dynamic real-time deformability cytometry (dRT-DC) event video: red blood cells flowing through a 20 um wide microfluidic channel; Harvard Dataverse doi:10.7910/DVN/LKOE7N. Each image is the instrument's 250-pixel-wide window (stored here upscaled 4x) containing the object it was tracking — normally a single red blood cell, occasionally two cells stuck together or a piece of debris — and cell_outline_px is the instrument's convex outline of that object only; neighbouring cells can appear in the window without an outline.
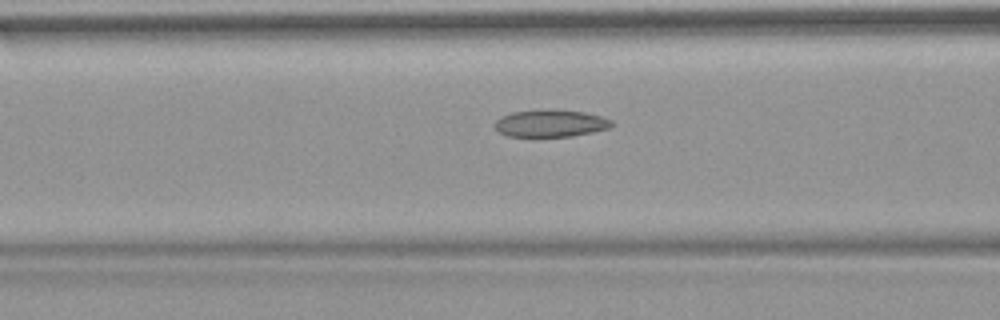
{"species": "common noctule bat (a hibernating species)", "species_latin": "Nyctalus noctula", "temperature_condition": "warm", "stored_images_in_passage": 12, "camera_frame_rate_fps": 3000, "um_per_image_px": 0.085, "animal": {"sex": "female", "body_mass_g": 18.4}, "frame": {"image": 1, "passage_image": 10, "time_ms": 3.0, "image_size_px": [1000, 320], "cell_outline_px": [[612, 124], [608, 128], [592, 132], [572, 136], [508, 136], [500, 132], [492, 124], [500, 116], [512, 112], [548, 108], [584, 112], [600, 116], [612, 120]], "centroid_in_image_um": [46.75, 10.46], "position_along_channel_um": 119.8, "area_um2": 18.61}}